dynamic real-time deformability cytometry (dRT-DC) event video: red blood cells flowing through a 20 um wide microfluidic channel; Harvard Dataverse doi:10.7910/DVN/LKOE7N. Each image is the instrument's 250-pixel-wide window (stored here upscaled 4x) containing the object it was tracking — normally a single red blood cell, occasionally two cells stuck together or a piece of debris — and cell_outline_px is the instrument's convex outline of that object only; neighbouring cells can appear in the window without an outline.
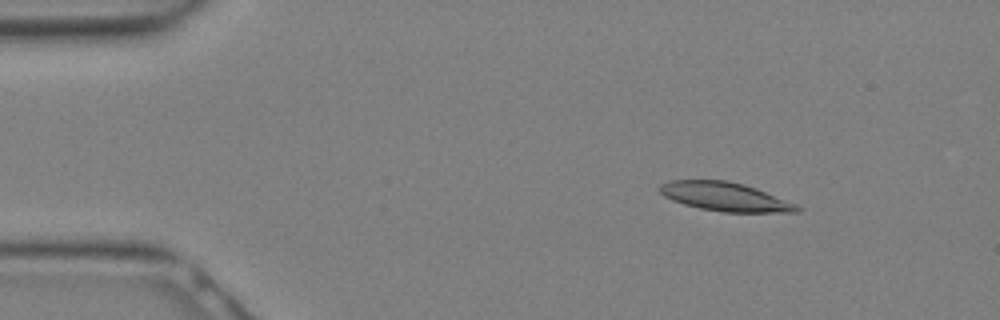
{"species": "Egyptian fruit bat (a non-hibernating species)", "species_latin": "Rousettus aegyptiacus", "temperature_condition": "warm", "stored_images_in_passage": 29, "camera_frame_rate_fps": 3000, "um_per_image_px": 0.085, "animal": {"sex": "female"}, "frame": {"image": 1, "passage_image": 4, "time_ms": 1.0, "image_size_px": [1000, 320], "cell_outline_px": [[804, 208], [800, 212], [724, 212], [700, 208], [684, 204], [672, 200], [664, 196], [656, 188], [660, 184], [672, 180], [728, 180], [744, 184], [756, 188], [796, 204]], "centroid_in_image_um": [61.63, 16.71], "position_along_channel_um": 23.4, "area_um2": 23.06}}
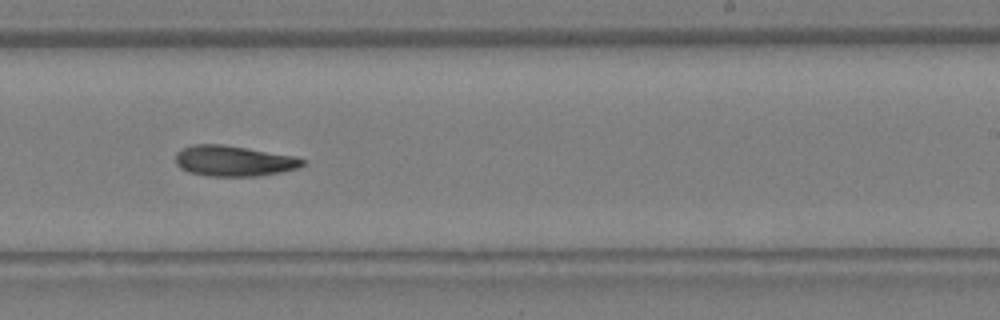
{"frame": {"image": 2, "passage_image": 18, "time_ms": 5.667, "image_size_px": [1000, 320], "cell_outline_px": [[308, 160], [300, 168], [260, 176], [208, 176], [188, 172], [180, 168], [176, 164], [176, 152], [180, 148], [192, 144], [224, 144], [296, 156]], "centroid_in_image_um": [19.88, 13.67], "position_along_channel_um": 269.1, "area_um2": 23.06}}
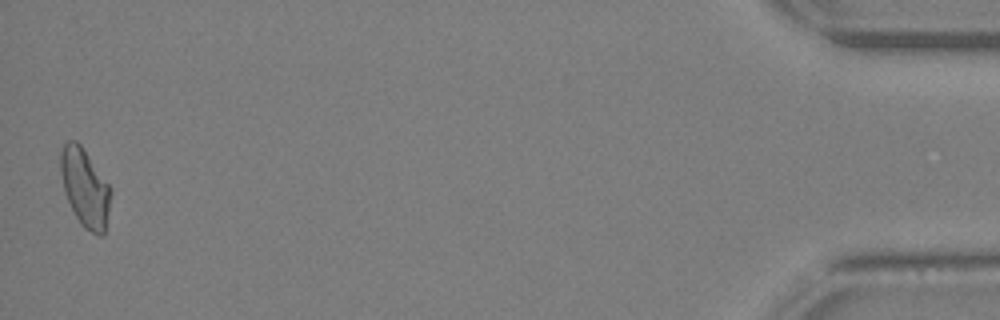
{"frame": {"image": 3, "passage_image": 29, "time_ms": 9.333, "image_size_px": [1000, 320], "cell_outline_px": [[112, 192], [104, 236], [100, 236], [84, 228], [80, 224], [64, 192], [60, 168], [60, 152], [64, 144], [68, 140], [76, 140], [80, 144], [112, 188]], "centroid_in_image_um": [7.23, 15.96], "position_along_channel_um": 428.0, "area_um2": 22.83}}